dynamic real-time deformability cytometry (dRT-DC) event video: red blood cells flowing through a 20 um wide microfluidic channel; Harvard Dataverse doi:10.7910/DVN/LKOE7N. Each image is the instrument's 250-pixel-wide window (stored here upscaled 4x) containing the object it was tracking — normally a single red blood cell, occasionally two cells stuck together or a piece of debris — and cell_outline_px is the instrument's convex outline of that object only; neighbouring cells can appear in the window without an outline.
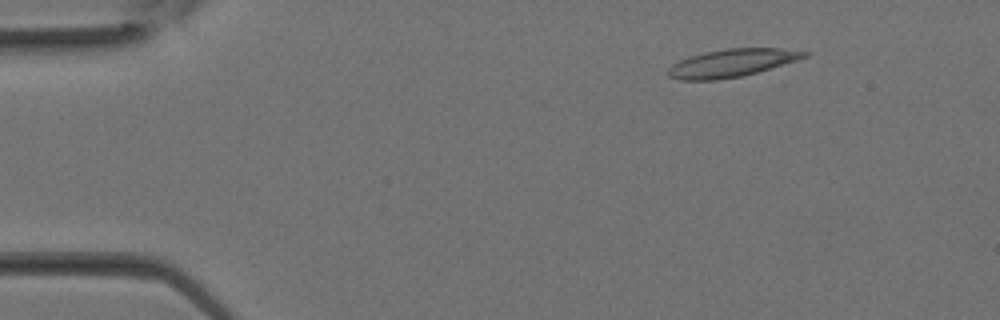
{"species": "Egyptian fruit bat (a non-hibernating species)", "species_latin": "Rousettus aegyptiacus", "temperature_condition": "room temperature", "stored_images_in_passage": 15, "camera_frame_rate_fps": 3000, "um_per_image_px": 0.085, "animal": {"sex": "female"}, "frame": {"image": 1, "passage_image": 4, "time_ms": 1.0, "image_size_px": [1000, 320], "cell_outline_px": [[812, 52], [808, 56], [796, 60], [744, 76], [716, 80], [680, 80], [668, 76], [668, 68], [672, 64], [680, 60], [704, 52], [728, 48], [780, 48]], "centroid_in_image_um": [62.21, 5.35], "position_along_channel_um": 22.8, "area_um2": 22.02}}
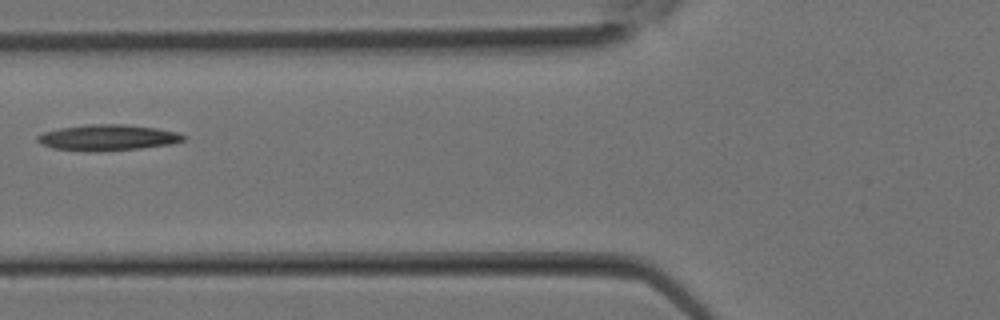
{"frame": {"image": 2, "passage_image": 12, "time_ms": 3.667, "image_size_px": [1000, 320], "cell_outline_px": [[188, 136], [184, 140], [172, 144], [140, 148], [96, 152], [88, 152], [52, 148], [40, 144], [36, 140], [36, 136], [44, 132], [60, 128], [88, 124], [124, 124], [156, 128], [176, 132]], "centroid_in_image_um": [9.13, 11.7], "position_along_channel_um": 116.7, "area_um2": 22.25}}
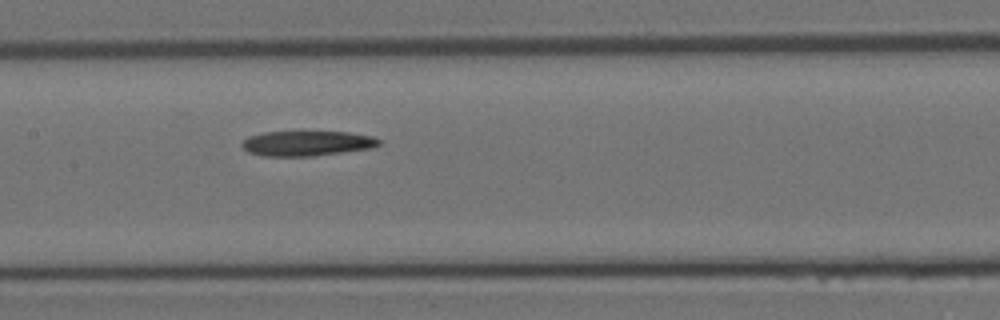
{"frame": {"image": 3, "passage_image": 15, "time_ms": 4.667, "image_size_px": [1000, 320], "cell_outline_px": [[380, 144], [376, 148], [312, 156], [260, 156], [248, 152], [240, 144], [248, 136], [264, 132], [348, 132], [372, 136], [380, 140]], "centroid_in_image_um": [26.1, 12.19], "position_along_channel_um": 181.3, "area_um2": 20.11}}